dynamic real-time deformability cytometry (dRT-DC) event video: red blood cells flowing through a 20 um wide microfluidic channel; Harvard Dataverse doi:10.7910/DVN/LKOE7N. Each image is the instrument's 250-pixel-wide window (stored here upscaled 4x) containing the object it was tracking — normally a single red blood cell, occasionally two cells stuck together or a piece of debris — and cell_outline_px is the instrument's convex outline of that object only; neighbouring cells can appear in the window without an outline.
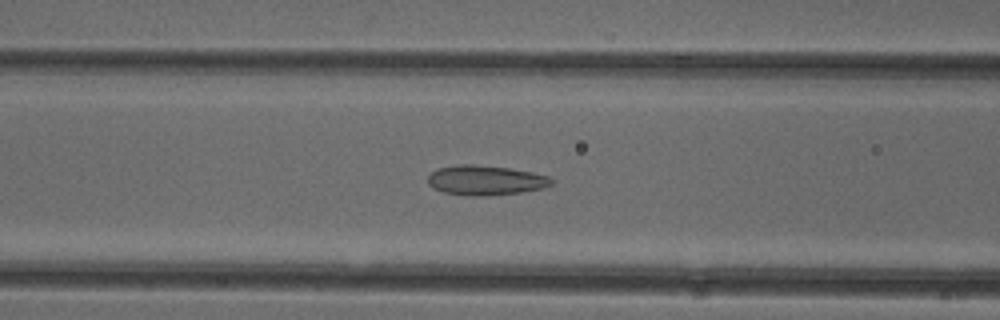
{"species": "common noctule bat (a hibernating species)", "species_latin": "Nyctalus noctula", "temperature_condition": "cold", "stored_images_in_passage": 51, "camera_frame_rate_fps": 3000, "um_per_image_px": 0.085, "animal": {"sex": "female"}, "frame": {"image": 1, "passage_image": 20, "time_ms": 6.333, "image_size_px": [1000, 320], "cell_outline_px": [[556, 180], [552, 184], [544, 188], [520, 192], [488, 196], [468, 196], [444, 192], [428, 184], [428, 176], [436, 168], [460, 164], [472, 164], [512, 168], [552, 176]], "centroid_in_image_um": [41.33, 15.31], "position_along_channel_um": 125.3, "area_um2": 21.73}}
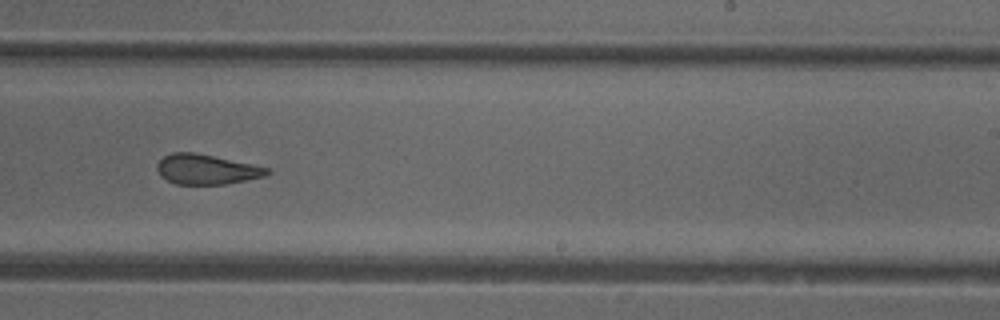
{"frame": {"image": 2, "passage_image": 31, "time_ms": 10.0, "image_size_px": [1000, 320], "cell_outline_px": [[272, 172], [264, 176], [228, 184], [176, 184], [160, 176], [156, 168], [156, 164], [164, 156], [172, 152], [196, 152], [252, 164], [268, 168]], "centroid_in_image_um": [17.53, 14.39], "position_along_channel_um": 271.5, "area_um2": 19.25}}
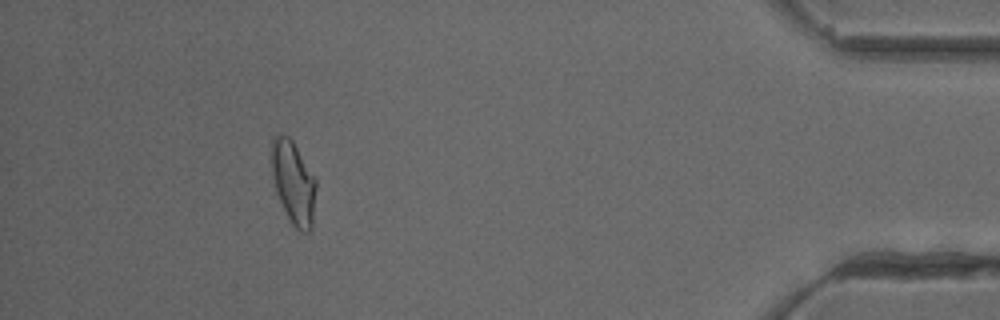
{"frame": {"image": 3, "passage_image": 46, "time_ms": 15.0, "image_size_px": [1000, 320], "cell_outline_px": [[316, 188], [312, 228], [308, 232], [300, 232], [288, 220], [276, 192], [272, 176], [272, 136], [276, 132], [288, 136], [292, 140], [316, 180]], "centroid_in_image_um": [24.93, 15.53], "position_along_channel_um": 410.3, "area_um2": 21.62}, "authors_computed_cell_mechanics": {"area_um2": 21.6172, "velocity_mm_per_s": 3.9895, "shape_relaxation_time_tau1_ms": null, "shape_relaxation_time_tau2_ms": 2.5049, "deformation_change_tau1": null, "deformation_change_tau2": 0.0866}}